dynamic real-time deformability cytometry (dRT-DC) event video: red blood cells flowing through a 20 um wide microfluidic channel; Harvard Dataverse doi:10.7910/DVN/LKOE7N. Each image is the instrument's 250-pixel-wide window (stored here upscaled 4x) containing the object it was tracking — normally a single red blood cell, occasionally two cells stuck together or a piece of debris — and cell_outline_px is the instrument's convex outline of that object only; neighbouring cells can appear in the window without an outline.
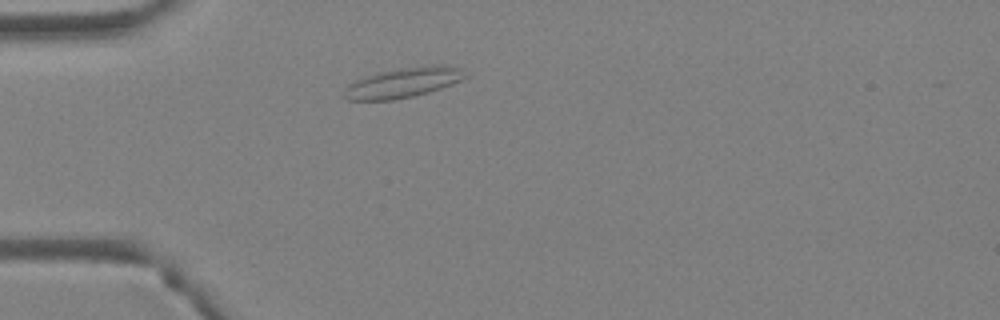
{"species": "Egyptian fruit bat (a non-hibernating species)", "species_latin": "Rousettus aegyptiacus", "temperature_condition": "warm", "stored_images_in_passage": 2, "camera_frame_rate_fps": 3000, "um_per_image_px": 0.085, "animal": {"sex": "female"}, "frame": {"image": 1, "passage_image": 2, "time_ms": 0.333, "image_size_px": [1000, 320], "cell_outline_px": [[468, 76], [452, 84], [428, 92], [412, 96], [392, 100], [348, 100], [344, 96], [348, 84], [356, 80], [380, 72], [400, 68], [432, 64], [444, 64], [456, 68]], "centroid_in_image_um": [34.27, 7.02], "position_along_channel_um": 50.7, "area_um2": 20.75}}